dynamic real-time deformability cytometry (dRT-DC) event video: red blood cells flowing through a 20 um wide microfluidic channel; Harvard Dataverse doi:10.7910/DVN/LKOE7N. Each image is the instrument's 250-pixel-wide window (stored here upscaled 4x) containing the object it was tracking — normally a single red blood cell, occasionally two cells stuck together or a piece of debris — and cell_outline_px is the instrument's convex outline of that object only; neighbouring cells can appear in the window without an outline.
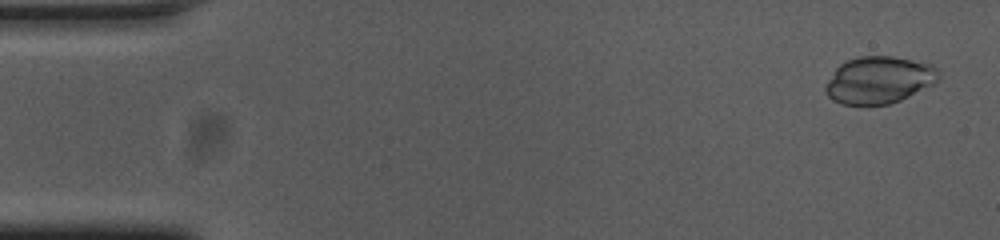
{"species": "common noctule bat (a hibernating species)", "species_latin": "Nyctalus noctula", "temperature_condition": "cold", "stored_images_in_passage": 53, "camera_frame_rate_fps": 3000, "um_per_image_px": 0.085, "animal": {"sex": "female", "body_mass_g": 23.0, "forearm_length_mm": 53.4}, "frame": {"image": 1, "passage_image": 2, "time_ms": 0.333, "image_size_px": [1000, 240], "cell_outline_px": [[940, 76], [932, 84], [900, 100], [888, 104], [868, 108], [840, 104], [832, 100], [824, 92], [824, 88], [828, 80], [836, 68], [840, 64], [848, 60], [860, 56], [892, 56], [932, 64], [940, 72]], "centroid_in_image_um": [74.66, 6.84], "position_along_channel_um": 10.3, "area_um2": 31.5}}
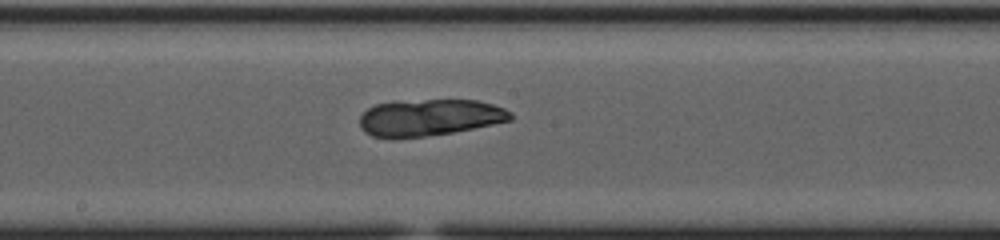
{"frame": {"image": 2, "passage_image": 28, "time_ms": 9.0, "image_size_px": [1000, 240], "cell_outline_px": [[512, 120], [452, 132], [424, 136], [372, 136], [364, 132], [360, 128], [360, 116], [368, 108], [376, 104], [392, 100], [476, 100], [492, 104], [504, 108], [512, 112]], "centroid_in_image_um": [36.51, 9.95], "position_along_channel_um": 211.7, "area_um2": 31.91}}
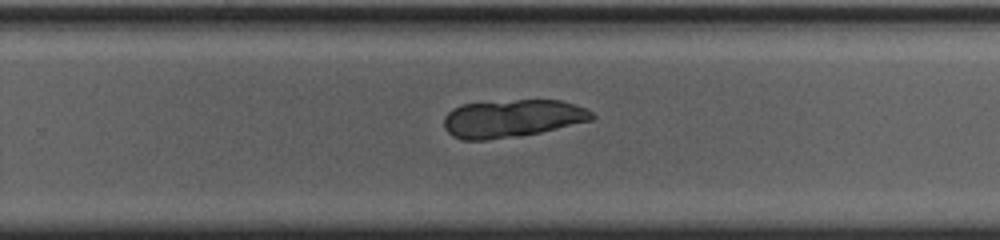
{"frame": {"image": 3, "passage_image": 34, "time_ms": 11.0, "image_size_px": [1000, 240], "cell_outline_px": [[596, 116], [592, 120], [540, 132], [516, 136], [484, 140], [464, 140], [452, 136], [444, 128], [444, 116], [452, 108], [460, 104], [516, 100], [560, 100], [584, 108], [592, 112]], "centroid_in_image_um": [43.49, 10.06], "position_along_channel_um": 286.3, "area_um2": 32.37}}